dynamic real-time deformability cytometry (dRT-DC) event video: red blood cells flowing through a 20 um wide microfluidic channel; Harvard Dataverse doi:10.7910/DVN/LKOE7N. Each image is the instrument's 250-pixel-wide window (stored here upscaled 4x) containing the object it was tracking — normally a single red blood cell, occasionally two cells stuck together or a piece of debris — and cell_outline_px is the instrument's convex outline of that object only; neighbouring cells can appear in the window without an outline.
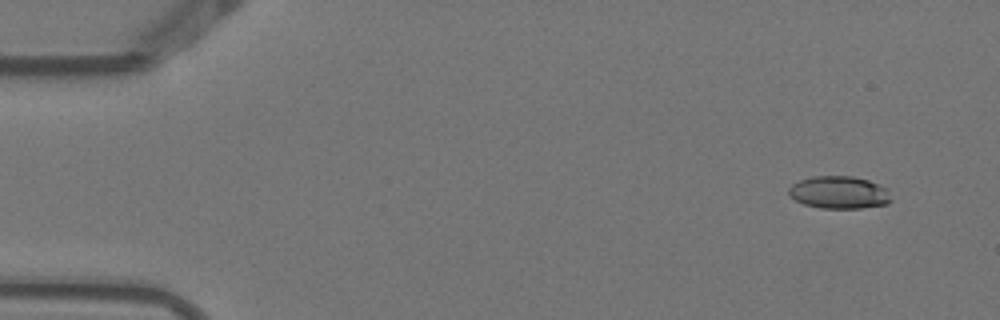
{"species": "Egyptian fruit bat (a non-hibernating species)", "species_latin": "Rousettus aegyptiacus", "temperature_condition": "warm", "stored_images_in_passage": 5, "camera_frame_rate_fps": 3000, "um_per_image_px": 0.085, "animal": {"sex": "female"}, "frame": {"image": 1, "passage_image": 1, "time_ms": 0.0, "image_size_px": [1000, 320], "cell_outline_px": [[892, 200], [888, 204], [860, 208], [820, 208], [804, 204], [796, 200], [788, 192], [788, 188], [792, 184], [800, 180], [812, 176], [852, 176], [868, 180], [888, 188]], "centroid_in_image_um": [71.35, 16.35], "position_along_channel_um": 13.6, "area_um2": 19.48}}
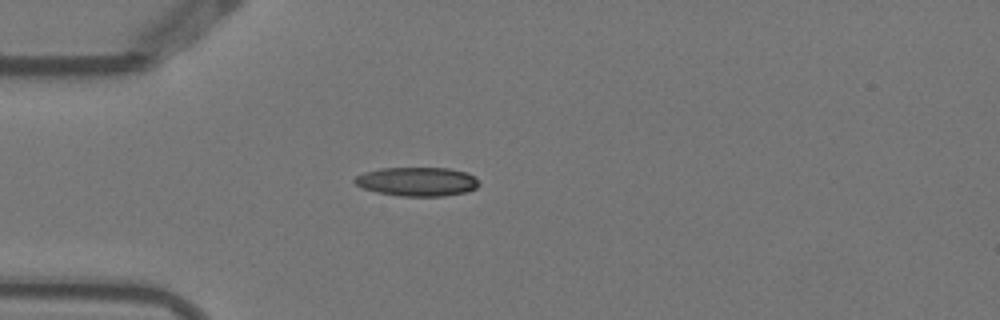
{"frame": {"image": 2, "passage_image": 4, "time_ms": 1.0, "image_size_px": [1000, 320], "cell_outline_px": [[480, 184], [476, 188], [468, 192], [444, 196], [400, 196], [376, 192], [364, 188], [356, 184], [352, 180], [356, 176], [364, 172], [380, 168], [448, 168], [468, 172]], "centroid_in_image_um": [35.46, 15.44], "position_along_channel_um": 49.5, "area_um2": 21.04}}